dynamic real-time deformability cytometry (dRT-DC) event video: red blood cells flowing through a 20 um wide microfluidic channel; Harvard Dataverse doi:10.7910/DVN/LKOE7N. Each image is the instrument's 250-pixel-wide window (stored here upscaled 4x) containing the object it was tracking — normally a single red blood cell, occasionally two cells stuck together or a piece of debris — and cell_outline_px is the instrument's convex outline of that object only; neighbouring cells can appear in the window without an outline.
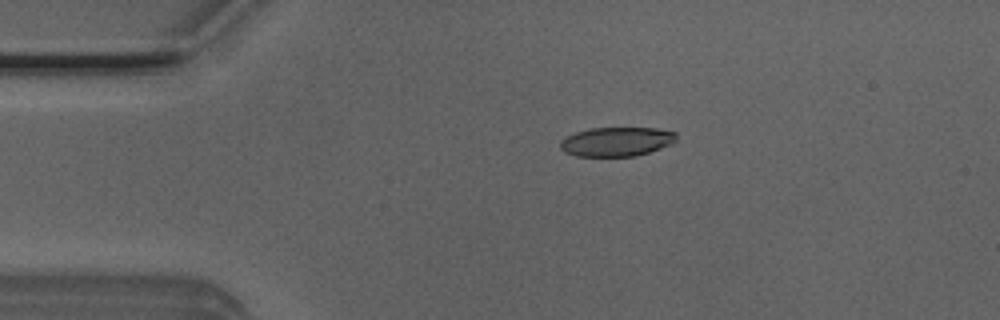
{"species": "Egyptian fruit bat (a non-hibernating species)", "species_latin": "Rousettus aegyptiacus", "temperature_condition": "room temperature", "stored_images_in_passage": 8, "camera_frame_rate_fps": 3000, "um_per_image_px": 0.085, "animal": {"sex": "male"}, "frame": {"image": 1, "passage_image": 2, "time_ms": 0.333, "image_size_px": [1000, 320], "cell_outline_px": [[676, 140], [672, 144], [636, 156], [576, 156], [564, 152], [560, 148], [560, 140], [576, 132], [588, 128], [656, 128], [676, 132]], "centroid_in_image_um": [52.4, 12.04], "position_along_channel_um": 32.6, "area_um2": 19.77}}